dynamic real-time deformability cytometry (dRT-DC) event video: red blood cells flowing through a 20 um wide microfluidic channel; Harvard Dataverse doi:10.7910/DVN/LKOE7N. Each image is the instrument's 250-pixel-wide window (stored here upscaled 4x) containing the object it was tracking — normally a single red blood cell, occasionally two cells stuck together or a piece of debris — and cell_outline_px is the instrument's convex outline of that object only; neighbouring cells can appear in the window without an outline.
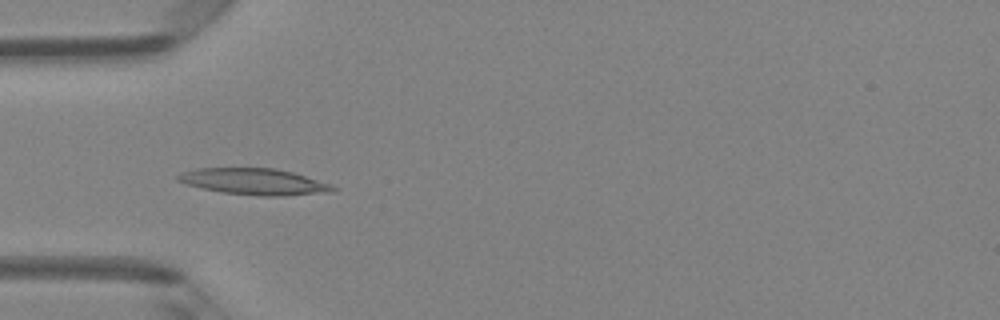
{"species": "Egyptian fruit bat (a non-hibernating species)", "species_latin": "Rousettus aegyptiacus", "temperature_condition": "room temperature", "stored_images_in_passage": 5, "camera_frame_rate_fps": 3000, "um_per_image_px": 0.085, "animal": {"sex": "female"}, "frame": {"image": 1, "passage_image": 5, "time_ms": 1.333, "image_size_px": [1000, 320], "cell_outline_px": [[336, 188], [332, 192], [284, 196], [260, 196], [224, 192], [184, 184], [176, 180], [176, 176], [180, 172], [196, 168], [276, 168], [292, 172], [332, 184]], "centroid_in_image_um": [21.59, 15.43], "position_along_channel_um": 63.4, "area_um2": 23.81}}